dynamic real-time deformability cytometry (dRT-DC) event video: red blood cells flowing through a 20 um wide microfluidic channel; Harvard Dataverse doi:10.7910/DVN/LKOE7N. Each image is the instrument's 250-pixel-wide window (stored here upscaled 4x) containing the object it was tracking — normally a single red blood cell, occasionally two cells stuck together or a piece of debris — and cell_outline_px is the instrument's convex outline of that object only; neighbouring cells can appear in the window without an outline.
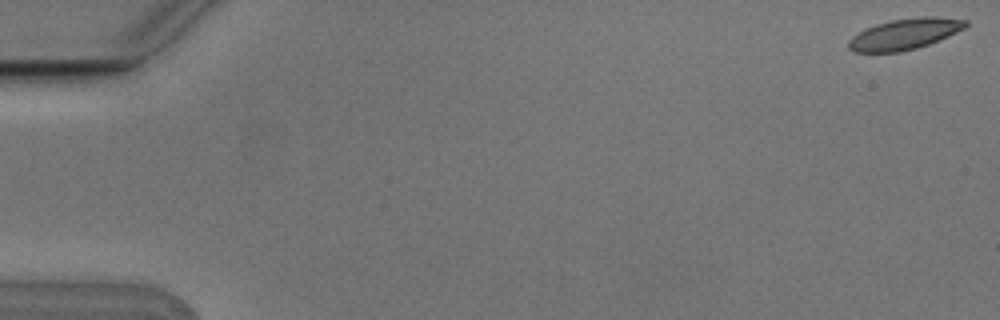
{"species": "Egyptian fruit bat (a non-hibernating species)", "species_latin": "Rousettus aegyptiacus", "temperature_condition": "cold", "stored_images_in_passage": 6, "camera_frame_rate_fps": 3000, "um_per_image_px": 0.085, "animal": {"sex": "male"}, "frame": {"image": 1, "passage_image": 1, "time_ms": 0.0, "image_size_px": [1000, 320], "cell_outline_px": [[968, 24], [964, 28], [948, 36], [928, 44], [916, 48], [900, 52], [852, 52], [848, 48], [848, 40], [852, 36], [876, 24], [892, 20], [924, 16], [936, 16], [968, 20]], "centroid_in_image_um": [76.9, 2.89], "position_along_channel_um": 8.1, "area_um2": 20.92}}
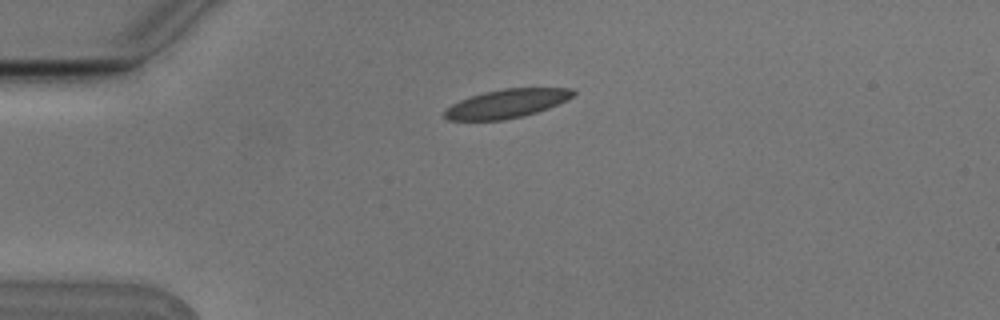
{"frame": {"image": 2, "passage_image": 4, "time_ms": 1.0, "image_size_px": [1000, 320], "cell_outline_px": [[576, 92], [568, 100], [548, 108], [524, 116], [504, 120], [448, 120], [444, 116], [444, 112], [452, 104], [460, 100], [484, 92], [504, 88], [572, 88]], "centroid_in_image_um": [43.1, 8.8], "position_along_channel_um": 41.9, "area_um2": 21.39}}